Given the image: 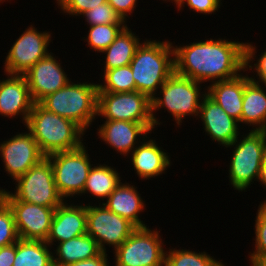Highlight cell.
I'll return each mask as SVG.
<instances>
[{"instance_id":"15","label":"cell","mask_w":266,"mask_h":266,"mask_svg":"<svg viewBox=\"0 0 266 266\" xmlns=\"http://www.w3.org/2000/svg\"><path fill=\"white\" fill-rule=\"evenodd\" d=\"M57 59L50 52L23 75L34 103H39L43 98L63 88L71 81Z\"/></svg>"},{"instance_id":"23","label":"cell","mask_w":266,"mask_h":266,"mask_svg":"<svg viewBox=\"0 0 266 266\" xmlns=\"http://www.w3.org/2000/svg\"><path fill=\"white\" fill-rule=\"evenodd\" d=\"M241 123L266 135V84L250 80L244 88Z\"/></svg>"},{"instance_id":"28","label":"cell","mask_w":266,"mask_h":266,"mask_svg":"<svg viewBox=\"0 0 266 266\" xmlns=\"http://www.w3.org/2000/svg\"><path fill=\"white\" fill-rule=\"evenodd\" d=\"M165 266H225L221 262L210 256L208 252H196L190 249L171 248L165 251Z\"/></svg>"},{"instance_id":"22","label":"cell","mask_w":266,"mask_h":266,"mask_svg":"<svg viewBox=\"0 0 266 266\" xmlns=\"http://www.w3.org/2000/svg\"><path fill=\"white\" fill-rule=\"evenodd\" d=\"M143 199L137 186L125 181L118 185L103 204L113 213L127 219L136 228H143L147 227L145 221L143 222L139 216L145 211V205H147Z\"/></svg>"},{"instance_id":"4","label":"cell","mask_w":266,"mask_h":266,"mask_svg":"<svg viewBox=\"0 0 266 266\" xmlns=\"http://www.w3.org/2000/svg\"><path fill=\"white\" fill-rule=\"evenodd\" d=\"M201 84L203 83L174 72L151 98V116L154 127L157 128L162 123L156 117V112L162 108L164 112L167 110L170 116L172 115L177 127L182 125L186 116L198 119L199 108L203 98L207 95V86L201 88Z\"/></svg>"},{"instance_id":"18","label":"cell","mask_w":266,"mask_h":266,"mask_svg":"<svg viewBox=\"0 0 266 266\" xmlns=\"http://www.w3.org/2000/svg\"><path fill=\"white\" fill-rule=\"evenodd\" d=\"M6 76L0 80V115L13 120L21 117L25 126L34 105L27 81L23 75Z\"/></svg>"},{"instance_id":"38","label":"cell","mask_w":266,"mask_h":266,"mask_svg":"<svg viewBox=\"0 0 266 266\" xmlns=\"http://www.w3.org/2000/svg\"><path fill=\"white\" fill-rule=\"evenodd\" d=\"M107 257L108 254L106 252H101L94 258L77 261L67 266H109L110 263Z\"/></svg>"},{"instance_id":"41","label":"cell","mask_w":266,"mask_h":266,"mask_svg":"<svg viewBox=\"0 0 266 266\" xmlns=\"http://www.w3.org/2000/svg\"><path fill=\"white\" fill-rule=\"evenodd\" d=\"M256 266H266V258H263Z\"/></svg>"},{"instance_id":"42","label":"cell","mask_w":266,"mask_h":266,"mask_svg":"<svg viewBox=\"0 0 266 266\" xmlns=\"http://www.w3.org/2000/svg\"><path fill=\"white\" fill-rule=\"evenodd\" d=\"M6 1H8L10 3V1H12V0H0V4L3 3V2L6 3Z\"/></svg>"},{"instance_id":"34","label":"cell","mask_w":266,"mask_h":266,"mask_svg":"<svg viewBox=\"0 0 266 266\" xmlns=\"http://www.w3.org/2000/svg\"><path fill=\"white\" fill-rule=\"evenodd\" d=\"M81 16L85 18L88 26L103 25V24H126V22L119 16L113 7L105 2L103 4L97 5V7L92 8Z\"/></svg>"},{"instance_id":"5","label":"cell","mask_w":266,"mask_h":266,"mask_svg":"<svg viewBox=\"0 0 266 266\" xmlns=\"http://www.w3.org/2000/svg\"><path fill=\"white\" fill-rule=\"evenodd\" d=\"M89 80L66 86L43 98L39 104L46 110L78 124L85 132L97 116L98 84Z\"/></svg>"},{"instance_id":"31","label":"cell","mask_w":266,"mask_h":266,"mask_svg":"<svg viewBox=\"0 0 266 266\" xmlns=\"http://www.w3.org/2000/svg\"><path fill=\"white\" fill-rule=\"evenodd\" d=\"M254 225L255 248L248 254L251 266H256L263 258H266V202H260Z\"/></svg>"},{"instance_id":"30","label":"cell","mask_w":266,"mask_h":266,"mask_svg":"<svg viewBox=\"0 0 266 266\" xmlns=\"http://www.w3.org/2000/svg\"><path fill=\"white\" fill-rule=\"evenodd\" d=\"M127 24H103L89 26L87 37L83 41L87 42L88 47L95 53H102L115 40L116 36ZM85 38V39H84Z\"/></svg>"},{"instance_id":"9","label":"cell","mask_w":266,"mask_h":266,"mask_svg":"<svg viewBox=\"0 0 266 266\" xmlns=\"http://www.w3.org/2000/svg\"><path fill=\"white\" fill-rule=\"evenodd\" d=\"M160 231L149 226L136 228L113 251L114 266H165L164 242Z\"/></svg>"},{"instance_id":"40","label":"cell","mask_w":266,"mask_h":266,"mask_svg":"<svg viewBox=\"0 0 266 266\" xmlns=\"http://www.w3.org/2000/svg\"><path fill=\"white\" fill-rule=\"evenodd\" d=\"M257 182H260L262 187L266 190V146L263 151L260 173Z\"/></svg>"},{"instance_id":"37","label":"cell","mask_w":266,"mask_h":266,"mask_svg":"<svg viewBox=\"0 0 266 266\" xmlns=\"http://www.w3.org/2000/svg\"><path fill=\"white\" fill-rule=\"evenodd\" d=\"M139 0H107L115 12L127 23ZM128 18V19H127Z\"/></svg>"},{"instance_id":"8","label":"cell","mask_w":266,"mask_h":266,"mask_svg":"<svg viewBox=\"0 0 266 266\" xmlns=\"http://www.w3.org/2000/svg\"><path fill=\"white\" fill-rule=\"evenodd\" d=\"M84 145L74 150L55 152L46 156L52 164L57 190L65 201L66 198L75 199L83 192L93 166L91 164L93 161Z\"/></svg>"},{"instance_id":"26","label":"cell","mask_w":266,"mask_h":266,"mask_svg":"<svg viewBox=\"0 0 266 266\" xmlns=\"http://www.w3.org/2000/svg\"><path fill=\"white\" fill-rule=\"evenodd\" d=\"M108 165L109 164L95 163L91 167L86 179L85 187L79 197L85 194H90L89 197L93 196V198H97V201L101 199L102 202L101 200L99 201L100 203H103L104 200H106L108 196L118 187L121 180H123L121 178L122 175L120 176V173L113 165Z\"/></svg>"},{"instance_id":"7","label":"cell","mask_w":266,"mask_h":266,"mask_svg":"<svg viewBox=\"0 0 266 266\" xmlns=\"http://www.w3.org/2000/svg\"><path fill=\"white\" fill-rule=\"evenodd\" d=\"M13 184L14 192L0 188L3 200H19L45 207H58L65 201L57 190L52 164L47 157L18 177Z\"/></svg>"},{"instance_id":"27","label":"cell","mask_w":266,"mask_h":266,"mask_svg":"<svg viewBox=\"0 0 266 266\" xmlns=\"http://www.w3.org/2000/svg\"><path fill=\"white\" fill-rule=\"evenodd\" d=\"M52 248L43 240L19 239L13 266H54Z\"/></svg>"},{"instance_id":"17","label":"cell","mask_w":266,"mask_h":266,"mask_svg":"<svg viewBox=\"0 0 266 266\" xmlns=\"http://www.w3.org/2000/svg\"><path fill=\"white\" fill-rule=\"evenodd\" d=\"M199 121L201 120L205 133L218 145L224 148L233 143L242 127L237 120L230 117L223 108L206 95L199 108Z\"/></svg>"},{"instance_id":"16","label":"cell","mask_w":266,"mask_h":266,"mask_svg":"<svg viewBox=\"0 0 266 266\" xmlns=\"http://www.w3.org/2000/svg\"><path fill=\"white\" fill-rule=\"evenodd\" d=\"M154 125L123 120H104L97 129L98 138L104 144L124 157L130 155L133 150L144 140L147 135L154 133Z\"/></svg>"},{"instance_id":"35","label":"cell","mask_w":266,"mask_h":266,"mask_svg":"<svg viewBox=\"0 0 266 266\" xmlns=\"http://www.w3.org/2000/svg\"><path fill=\"white\" fill-rule=\"evenodd\" d=\"M57 7L66 15L81 17L86 11L96 8L107 0H56Z\"/></svg>"},{"instance_id":"36","label":"cell","mask_w":266,"mask_h":266,"mask_svg":"<svg viewBox=\"0 0 266 266\" xmlns=\"http://www.w3.org/2000/svg\"><path fill=\"white\" fill-rule=\"evenodd\" d=\"M184 4L193 12L195 11L203 15H211L212 13L216 15V11L218 12L221 7L220 5L223 3L220 0H178L175 3L176 8H178L177 11L184 9Z\"/></svg>"},{"instance_id":"1","label":"cell","mask_w":266,"mask_h":266,"mask_svg":"<svg viewBox=\"0 0 266 266\" xmlns=\"http://www.w3.org/2000/svg\"><path fill=\"white\" fill-rule=\"evenodd\" d=\"M228 40L224 37L185 45L173 43L174 72L210 84L238 76L245 70V43Z\"/></svg>"},{"instance_id":"19","label":"cell","mask_w":266,"mask_h":266,"mask_svg":"<svg viewBox=\"0 0 266 266\" xmlns=\"http://www.w3.org/2000/svg\"><path fill=\"white\" fill-rule=\"evenodd\" d=\"M68 201L70 200L64 201L55 209L46 240L51 247L87 233L86 204L82 202V205L81 203L75 205L73 200L70 203H67Z\"/></svg>"},{"instance_id":"14","label":"cell","mask_w":266,"mask_h":266,"mask_svg":"<svg viewBox=\"0 0 266 266\" xmlns=\"http://www.w3.org/2000/svg\"><path fill=\"white\" fill-rule=\"evenodd\" d=\"M12 209L19 239L46 241L57 207H45L19 200H4Z\"/></svg>"},{"instance_id":"43","label":"cell","mask_w":266,"mask_h":266,"mask_svg":"<svg viewBox=\"0 0 266 266\" xmlns=\"http://www.w3.org/2000/svg\"><path fill=\"white\" fill-rule=\"evenodd\" d=\"M178 0H167V2H174V4L177 2Z\"/></svg>"},{"instance_id":"29","label":"cell","mask_w":266,"mask_h":266,"mask_svg":"<svg viewBox=\"0 0 266 266\" xmlns=\"http://www.w3.org/2000/svg\"><path fill=\"white\" fill-rule=\"evenodd\" d=\"M104 74V75H103ZM104 81L98 84V92H134L136 84L130 65L114 68L111 70H103L102 75Z\"/></svg>"},{"instance_id":"11","label":"cell","mask_w":266,"mask_h":266,"mask_svg":"<svg viewBox=\"0 0 266 266\" xmlns=\"http://www.w3.org/2000/svg\"><path fill=\"white\" fill-rule=\"evenodd\" d=\"M50 31H38L32 24L13 42L4 60V75H24L39 60L45 58L52 42Z\"/></svg>"},{"instance_id":"32","label":"cell","mask_w":266,"mask_h":266,"mask_svg":"<svg viewBox=\"0 0 266 266\" xmlns=\"http://www.w3.org/2000/svg\"><path fill=\"white\" fill-rule=\"evenodd\" d=\"M257 47L253 45V42H245V70L248 72H256L254 75L250 76V79L261 84H266V49L261 52L258 58L256 55ZM252 61V62H251ZM256 61V62H255ZM255 62L254 64H252ZM253 69V70H252ZM252 70V71H250Z\"/></svg>"},{"instance_id":"13","label":"cell","mask_w":266,"mask_h":266,"mask_svg":"<svg viewBox=\"0 0 266 266\" xmlns=\"http://www.w3.org/2000/svg\"><path fill=\"white\" fill-rule=\"evenodd\" d=\"M0 156L4 172L13 179L12 183L46 157L28 130L0 142Z\"/></svg>"},{"instance_id":"39","label":"cell","mask_w":266,"mask_h":266,"mask_svg":"<svg viewBox=\"0 0 266 266\" xmlns=\"http://www.w3.org/2000/svg\"><path fill=\"white\" fill-rule=\"evenodd\" d=\"M16 255V243L0 248V266H13Z\"/></svg>"},{"instance_id":"33","label":"cell","mask_w":266,"mask_h":266,"mask_svg":"<svg viewBox=\"0 0 266 266\" xmlns=\"http://www.w3.org/2000/svg\"><path fill=\"white\" fill-rule=\"evenodd\" d=\"M19 240L12 209L0 197V248Z\"/></svg>"},{"instance_id":"25","label":"cell","mask_w":266,"mask_h":266,"mask_svg":"<svg viewBox=\"0 0 266 266\" xmlns=\"http://www.w3.org/2000/svg\"><path fill=\"white\" fill-rule=\"evenodd\" d=\"M128 26L126 25L111 45L102 52L104 55L106 54L103 58L105 59L104 64H101L104 65L102 70H111L131 63L135 51L142 41L136 32L134 33Z\"/></svg>"},{"instance_id":"6","label":"cell","mask_w":266,"mask_h":266,"mask_svg":"<svg viewBox=\"0 0 266 266\" xmlns=\"http://www.w3.org/2000/svg\"><path fill=\"white\" fill-rule=\"evenodd\" d=\"M238 136L225 148H233L228 169L229 183L234 190L246 192L258 180L263 151L266 146L264 131H252Z\"/></svg>"},{"instance_id":"10","label":"cell","mask_w":266,"mask_h":266,"mask_svg":"<svg viewBox=\"0 0 266 266\" xmlns=\"http://www.w3.org/2000/svg\"><path fill=\"white\" fill-rule=\"evenodd\" d=\"M98 116L105 120H123L154 125L151 116V99L138 91L98 92Z\"/></svg>"},{"instance_id":"21","label":"cell","mask_w":266,"mask_h":266,"mask_svg":"<svg viewBox=\"0 0 266 266\" xmlns=\"http://www.w3.org/2000/svg\"><path fill=\"white\" fill-rule=\"evenodd\" d=\"M238 76L216 81L209 86L207 85V95L213 99L223 110L232 118L241 124V114L243 105V92L245 85L251 80L250 76L245 73Z\"/></svg>"},{"instance_id":"2","label":"cell","mask_w":266,"mask_h":266,"mask_svg":"<svg viewBox=\"0 0 266 266\" xmlns=\"http://www.w3.org/2000/svg\"><path fill=\"white\" fill-rule=\"evenodd\" d=\"M144 41V42H143ZM129 64L136 91L155 96L164 82L174 73V49L170 40H143Z\"/></svg>"},{"instance_id":"20","label":"cell","mask_w":266,"mask_h":266,"mask_svg":"<svg viewBox=\"0 0 266 266\" xmlns=\"http://www.w3.org/2000/svg\"><path fill=\"white\" fill-rule=\"evenodd\" d=\"M146 137L130 154L129 160L135 174L141 180H151L158 177L172 165L169 153L155 139ZM158 143V144H157Z\"/></svg>"},{"instance_id":"24","label":"cell","mask_w":266,"mask_h":266,"mask_svg":"<svg viewBox=\"0 0 266 266\" xmlns=\"http://www.w3.org/2000/svg\"><path fill=\"white\" fill-rule=\"evenodd\" d=\"M54 246H56L54 247L56 250L52 249L54 266H67L77 261L91 259L102 252L96 240L87 233Z\"/></svg>"},{"instance_id":"12","label":"cell","mask_w":266,"mask_h":266,"mask_svg":"<svg viewBox=\"0 0 266 266\" xmlns=\"http://www.w3.org/2000/svg\"><path fill=\"white\" fill-rule=\"evenodd\" d=\"M96 204V205H95ZM86 204L87 234L92 236L102 252L106 246L115 251L136 229L127 219L110 211L103 203Z\"/></svg>"},{"instance_id":"3","label":"cell","mask_w":266,"mask_h":266,"mask_svg":"<svg viewBox=\"0 0 266 266\" xmlns=\"http://www.w3.org/2000/svg\"><path fill=\"white\" fill-rule=\"evenodd\" d=\"M24 127L34 136L45 156L74 150L85 143L86 132L78 124L46 110L39 103H34Z\"/></svg>"}]
</instances>
